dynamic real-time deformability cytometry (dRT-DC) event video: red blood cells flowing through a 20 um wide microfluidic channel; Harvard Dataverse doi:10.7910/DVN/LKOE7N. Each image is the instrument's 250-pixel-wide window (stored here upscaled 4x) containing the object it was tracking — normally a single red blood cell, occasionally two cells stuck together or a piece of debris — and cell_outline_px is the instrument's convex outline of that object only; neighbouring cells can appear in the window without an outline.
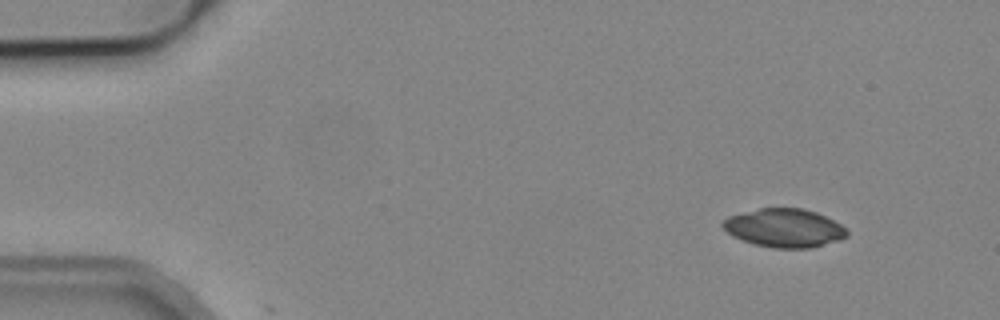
{"species": "common noctule bat (a hibernating species)", "species_latin": "Nyctalus noctula", "temperature_condition": "cold", "stored_images_in_passage": 3, "camera_frame_rate_fps": 3000, "um_per_image_px": 0.085, "animal": {"sex": "male", "body_mass_g": 19.2, "forearm_length_mm": 51.8}, "frame": {"image": 1, "passage_image": 1, "time_ms": 0.0, "image_size_px": [1000, 320], "cell_outline_px": [[848, 236], [812, 248], [772, 248], [756, 244], [732, 236], [720, 224], [728, 216], [760, 208], [804, 208], [816, 212], [848, 228]], "centroid_in_image_um": [66.67, 19.37], "position_along_channel_um": 18.3, "area_um2": 27.69}}